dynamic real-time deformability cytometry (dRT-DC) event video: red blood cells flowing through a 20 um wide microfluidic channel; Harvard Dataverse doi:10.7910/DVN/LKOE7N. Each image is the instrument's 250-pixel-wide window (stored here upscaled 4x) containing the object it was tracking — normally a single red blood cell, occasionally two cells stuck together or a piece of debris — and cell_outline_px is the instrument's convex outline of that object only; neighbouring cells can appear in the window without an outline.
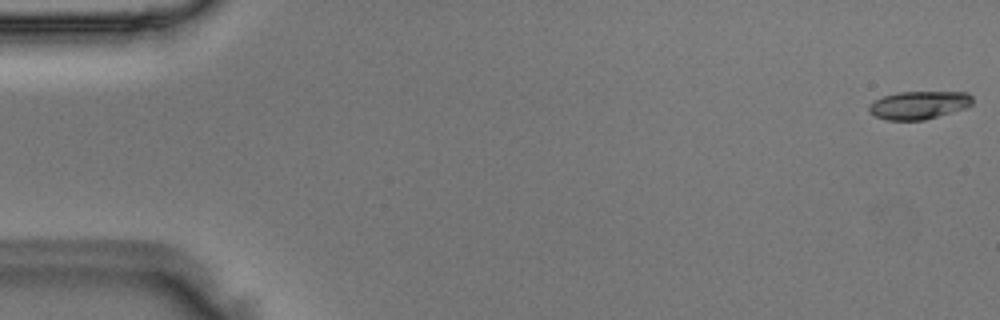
{"species": "Egyptian fruit bat (a non-hibernating species)", "species_latin": "Rousettus aegyptiacus", "temperature_condition": "room temperature", "stored_images_in_passage": 51, "camera_frame_rate_fps": 3000, "um_per_image_px": 0.085, "animal": {"sex": "male"}, "frame": {"image": 1, "passage_image": 1, "time_ms": 0.0, "image_size_px": [1000, 320], "cell_outline_px": [[972, 104], [964, 108], [952, 112], [924, 120], [884, 120], [868, 112], [868, 104], [884, 96], [900, 92], [968, 92], [972, 96]], "centroid_in_image_um": [78.08, 8.93], "position_along_channel_um": 6.9, "area_um2": 16.88}}
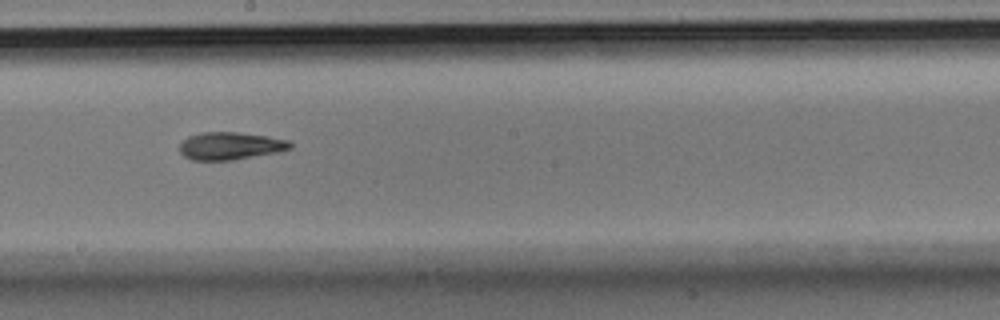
{"frame": {"image": 2, "passage_image": 28, "time_ms": 9.0, "image_size_px": [1000, 320], "cell_outline_px": [[292, 148], [280, 152], [232, 160], [192, 160], [184, 156], [180, 152], [180, 144], [188, 136], [200, 132], [236, 132], [268, 136], [288, 140], [292, 144]], "centroid_in_image_um": [19.59, 12.4], "position_along_channel_um": 228.6, "area_um2": 17.86}}
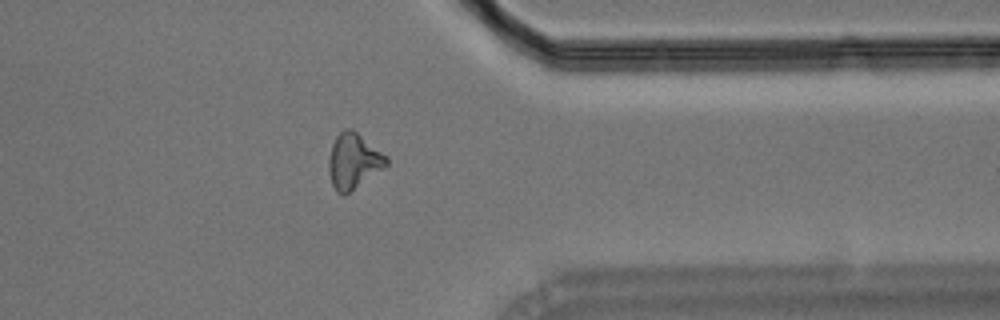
{"frame": {"image": 3, "passage_image": 40, "time_ms": 13.0, "image_size_px": [1000, 320], "cell_outline_px": [[388, 164], [384, 168], [344, 196], [336, 192], [332, 184], [328, 172], [328, 160], [332, 144], [336, 136], [344, 128], [352, 128], [388, 156]], "centroid_in_image_um": [30.04, 13.69], "position_along_channel_um": 381.4, "area_um2": 18.79}}